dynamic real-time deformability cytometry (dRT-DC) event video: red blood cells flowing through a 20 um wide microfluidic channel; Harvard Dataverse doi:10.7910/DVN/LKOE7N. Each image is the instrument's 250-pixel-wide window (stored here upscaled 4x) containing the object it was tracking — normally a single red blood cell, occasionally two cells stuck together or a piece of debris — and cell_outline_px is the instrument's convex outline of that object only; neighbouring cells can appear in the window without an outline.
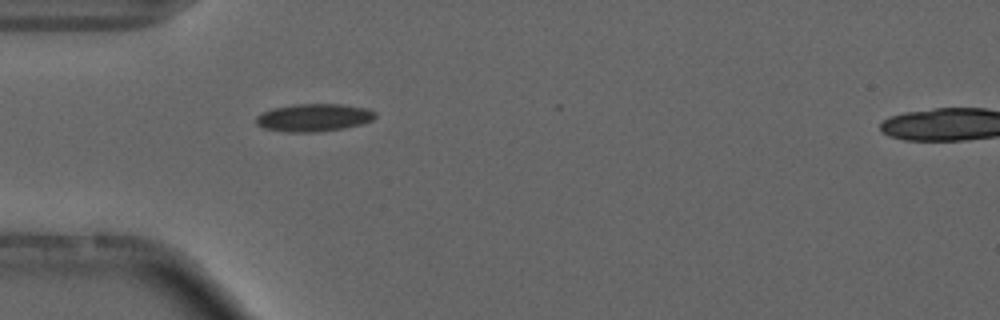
{"species": "common noctule bat (a hibernating species)", "species_latin": "Nyctalus noctula", "temperature_condition": "cold", "stored_images_in_passage": 40, "camera_frame_rate_fps": 3000, "um_per_image_px": 0.085, "animal": {"sex": "male", "forearm_length_mm": 52.5}, "frame": {"image": 1, "passage_image": 1, "time_ms": 0.0, "image_size_px": [1000, 320], "cell_outline_px": [[376, 116], [372, 120], [360, 124], [344, 128], [320, 132], [288, 132], [264, 128], [256, 124], [256, 116], [264, 112], [276, 108], [296, 104], [340, 104], [368, 108], [376, 112]], "centroid_in_image_um": [26.7, 10.0], "position_along_channel_um": 58.3, "area_um2": 19.13}, "authors_computed_cell_mechanics": {"area_um2": 17.4267, "velocity_mm_per_s": 3.7187, "shape_relaxation_time_tau1_ms": 10.6662, "shape_relaxation_time_tau2_ms": null, "deformation_change_tau1": 0.1771, "deformation_change_tau2": null}}